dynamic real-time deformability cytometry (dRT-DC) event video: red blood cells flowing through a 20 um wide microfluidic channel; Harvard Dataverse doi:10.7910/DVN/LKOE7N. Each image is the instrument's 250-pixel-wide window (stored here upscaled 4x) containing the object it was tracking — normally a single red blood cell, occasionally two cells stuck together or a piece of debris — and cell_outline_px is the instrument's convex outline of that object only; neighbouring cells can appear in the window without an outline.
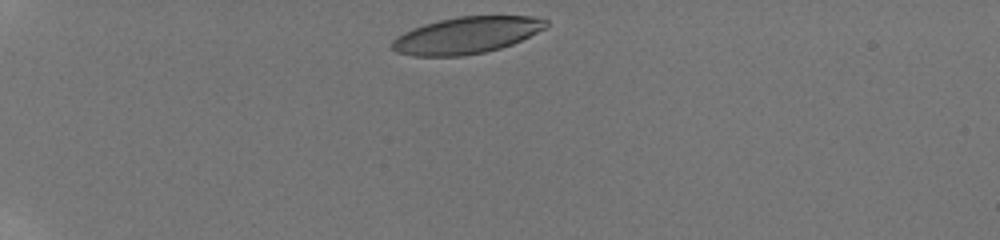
{"species": "human", "species_latin": "Homo sapiens", "temperature_condition": "room temperature", "stored_images_in_passage": 7, "camera_frame_rate_fps": 3000, "um_per_image_px": 0.085, "donor": {"sex": "male"}, "frame": {"image": 1, "passage_image": 1, "time_ms": 0.0, "image_size_px": [1000, 240], "cell_outline_px": [[548, 24], [544, 28], [512, 44], [500, 48], [484, 52], [464, 56], [412, 56], [396, 52], [392, 48], [392, 40], [396, 36], [412, 28], [424, 24], [440, 20], [460, 16], [532, 16], [548, 20]], "centroid_in_image_um": [39.61, 3.0], "position_along_channel_um": 45.4, "area_um2": 32.77}}